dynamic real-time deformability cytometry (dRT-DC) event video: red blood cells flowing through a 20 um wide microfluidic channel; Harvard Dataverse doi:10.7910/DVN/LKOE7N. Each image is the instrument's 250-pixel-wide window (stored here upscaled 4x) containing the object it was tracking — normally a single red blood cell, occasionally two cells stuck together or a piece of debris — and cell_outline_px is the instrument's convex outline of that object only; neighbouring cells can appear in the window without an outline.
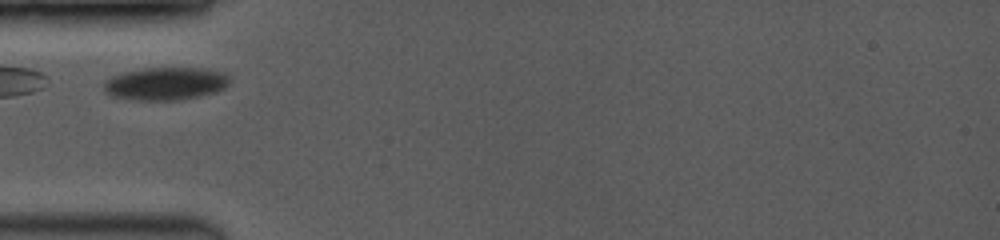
{"species": "common noctule bat (a hibernating species)", "species_latin": "Nyctalus noctula", "temperature_condition": "room temperature", "stored_images_in_passage": 21, "camera_frame_rate_fps": 3500, "um_per_image_px": 0.085, "animal": {"sex": "female", "body_mass_g": 19.0, "forearm_length_mm": 53.3}, "frame": {"image": 1, "passage_image": 1, "time_ms": 0.0, "image_size_px": [1000, 240], "cell_outline_px": [[232, 80], [224, 88], [216, 92], [200, 96], [176, 100], [136, 100], [112, 96], [104, 92], [104, 84], [112, 76], [124, 72], [144, 68], [204, 68], [220, 72], [228, 76]], "centroid_in_image_um": [14.09, 7.11], "position_along_channel_um": 70.9, "area_um2": 23.99}}
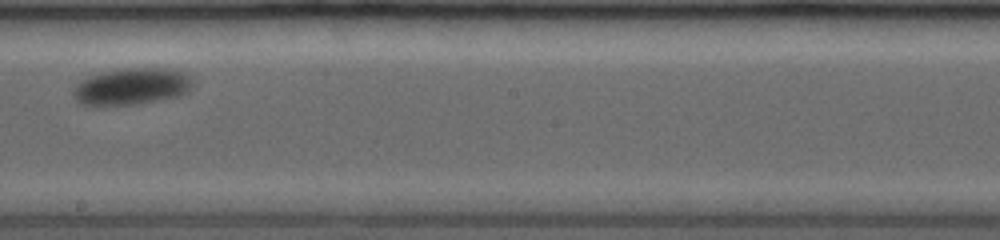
{"frame": {"image": 2, "passage_image": 10, "time_ms": 4.571, "image_size_px": [1000, 240], "cell_outline_px": [[192, 84], [188, 92], [176, 96], [160, 100], [136, 104], [80, 104], [76, 100], [72, 92], [76, 84], [80, 80], [88, 76], [104, 72], [124, 68], [172, 68], [184, 72], [192, 80]], "centroid_in_image_um": [11.2, 7.33], "position_along_channel_um": 237.0, "area_um2": 25.37}}
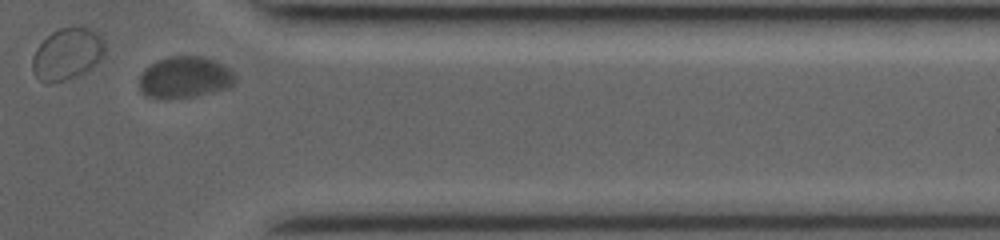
{"frame": {"image": 3, "passage_image": 19, "time_ms": 8.857, "image_size_px": [1000, 240], "cell_outline_px": [[236, 80], [228, 88], [196, 96], [156, 100], [144, 96], [140, 92], [140, 76], [144, 68], [156, 60], [172, 56], [200, 56], [224, 64], [236, 76]], "centroid_in_image_um": [15.66, 6.59], "position_along_channel_um": 395.7, "area_um2": 23.52}}